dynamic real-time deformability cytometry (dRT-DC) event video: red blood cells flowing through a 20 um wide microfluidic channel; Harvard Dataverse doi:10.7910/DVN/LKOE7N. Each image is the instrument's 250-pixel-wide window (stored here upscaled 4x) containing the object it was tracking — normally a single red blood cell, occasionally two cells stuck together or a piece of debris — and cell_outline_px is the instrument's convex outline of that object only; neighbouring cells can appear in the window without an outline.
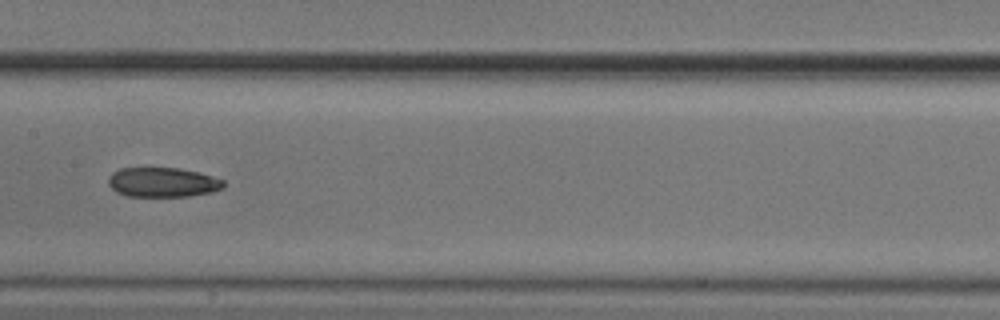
{"species": "common noctule bat (a hibernating species)", "species_latin": "Nyctalus noctula", "temperature_condition": "cold", "stored_images_in_passage": 29, "camera_frame_rate_fps": 3000, "um_per_image_px": 0.085, "animal": {"sex": "male", "body_mass_g": 20.5, "forearm_length_mm": 52.5}, "frame": {"image": 1, "passage_image": 17, "time_ms": 5.333, "image_size_px": [1000, 320], "cell_outline_px": [[224, 188], [212, 192], [188, 196], [128, 196], [116, 192], [108, 184], [108, 176], [112, 172], [120, 168], [180, 168], [196, 172], [224, 180]], "centroid_in_image_um": [13.8, 15.49], "position_along_channel_um": 193.6, "area_um2": 19.83}}
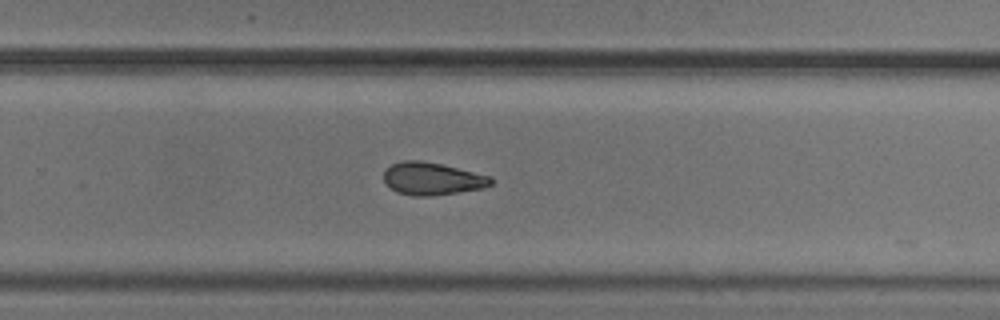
{"frame": {"image": 2, "passage_image": 25, "time_ms": 8.0, "image_size_px": [1000, 320], "cell_outline_px": [[492, 184], [484, 188], [432, 196], [412, 196], [396, 192], [384, 180], [384, 172], [392, 164], [400, 160], [420, 160], [440, 164], [492, 176]], "centroid_in_image_um": [36.74, 15.19], "position_along_channel_um": 293.1, "area_um2": 20.29}}
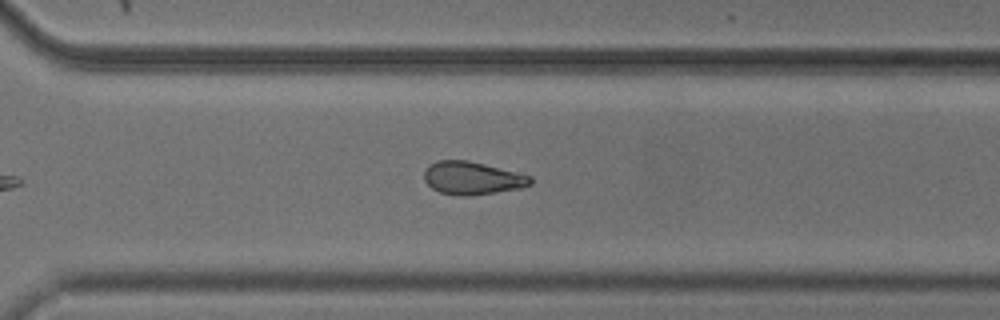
{"frame": {"image": 3, "passage_image": 28, "time_ms": 9.0, "image_size_px": [1000, 320], "cell_outline_px": [[532, 184], [520, 188], [496, 192], [468, 196], [456, 196], [440, 192], [432, 188], [424, 180], [424, 172], [428, 164], [436, 160], [468, 160], [532, 176]], "centroid_in_image_um": [40.11, 15.14], "position_along_channel_um": 330.5, "area_um2": 20.46}}